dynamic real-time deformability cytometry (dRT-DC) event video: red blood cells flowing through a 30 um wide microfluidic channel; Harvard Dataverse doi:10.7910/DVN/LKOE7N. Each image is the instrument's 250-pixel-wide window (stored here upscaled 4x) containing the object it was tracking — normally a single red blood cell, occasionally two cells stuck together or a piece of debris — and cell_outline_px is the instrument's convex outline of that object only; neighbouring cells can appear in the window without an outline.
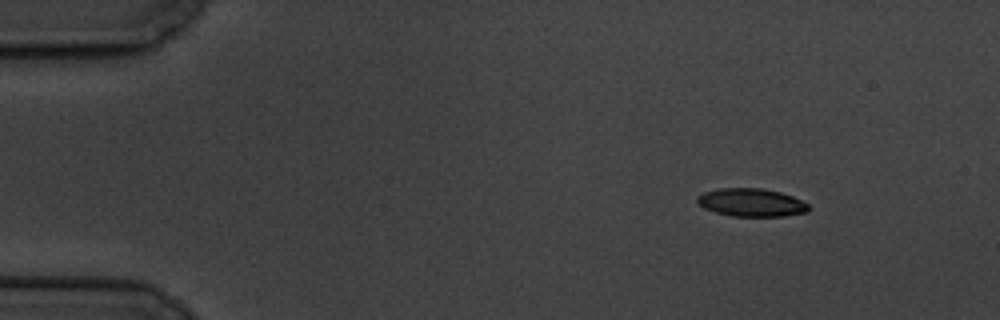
{"species": "common noctule bat (a hibernating species)", "species_latin": "Nyctalus noctula", "temperature_condition": "cold", "stored_images_in_passage": 4, "camera_frame_rate_fps": 3000, "um_per_image_px": 0.085, "animal": {"sex": "male", "body_mass_g": 19.5, "forearm_length_mm": 54.6}, "frame": {"image": 1, "passage_image": 1, "time_ms": 0.0, "image_size_px": [1000, 320], "cell_outline_px": [[808, 212], [784, 216], [732, 216], [716, 212], [704, 208], [696, 204], [696, 196], [704, 192], [720, 188], [764, 188], [780, 192], [792, 196], [808, 204]], "centroid_in_image_um": [63.83, 17.21], "position_along_channel_um": 21.2, "area_um2": 18.26}}
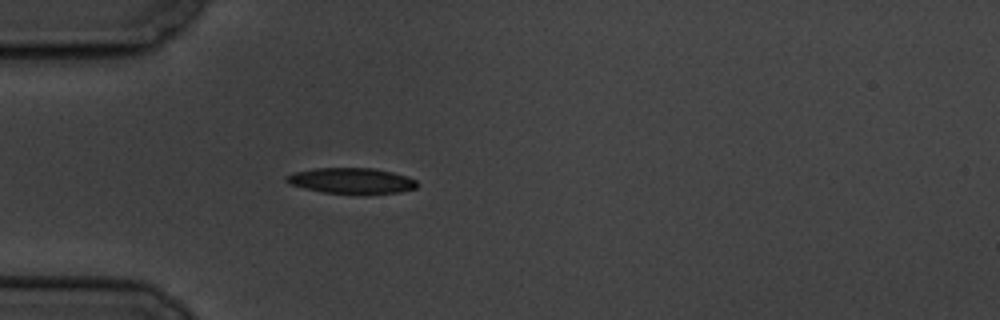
{"frame": {"image": 2, "passage_image": 4, "time_ms": 3.333, "image_size_px": [1000, 320], "cell_outline_px": [[416, 188], [400, 192], [324, 192], [292, 184], [284, 180], [284, 176], [292, 172], [316, 168], [372, 168], [392, 172], [408, 176], [416, 180]], "centroid_in_image_um": [29.85, 15.32], "position_along_channel_um": 55.1, "area_um2": 18.9}}